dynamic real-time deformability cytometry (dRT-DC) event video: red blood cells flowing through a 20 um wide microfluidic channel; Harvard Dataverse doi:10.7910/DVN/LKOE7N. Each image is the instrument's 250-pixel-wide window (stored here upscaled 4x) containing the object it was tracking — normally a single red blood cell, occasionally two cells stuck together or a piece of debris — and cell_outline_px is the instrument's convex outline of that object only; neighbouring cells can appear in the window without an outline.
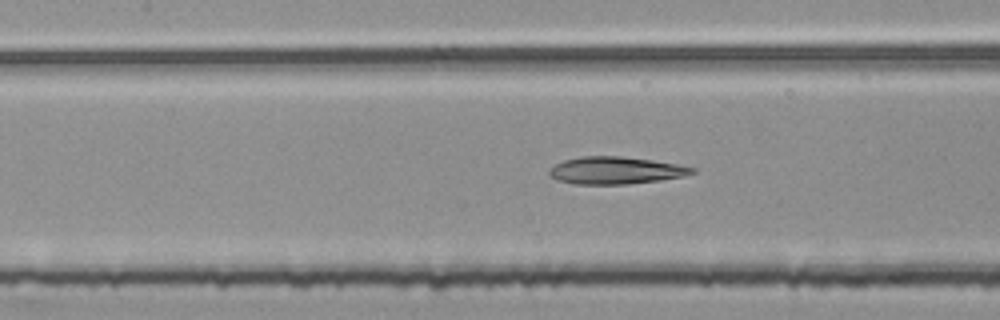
{"species": "common noctule bat (a hibernating species)", "species_latin": "Nyctalus noctula", "temperature_condition": "room temperature", "stored_images_in_passage": 52, "camera_frame_rate_fps": 3000, "um_per_image_px": 0.085, "animal": {"sex": "female", "body_mass_g": 25.1}, "frame": {"image": 1, "passage_image": 23, "time_ms": 7.333, "image_size_px": [1000, 320], "cell_outline_px": [[696, 172], [684, 176], [660, 180], [628, 184], [572, 184], [560, 180], [552, 176], [548, 172], [548, 168], [564, 160], [580, 156], [620, 156], [652, 160], [676, 164], [696, 168]], "centroid_in_image_um": [52.33, 14.48], "position_along_channel_um": 155.1, "area_um2": 22.66}}
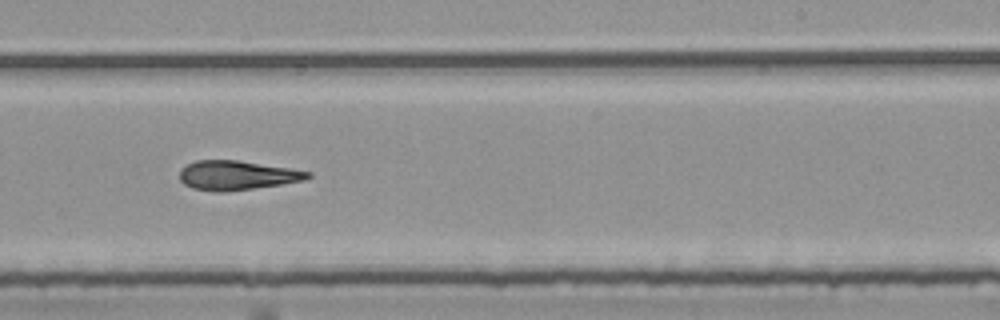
{"frame": {"image": 2, "passage_image": 32, "time_ms": 10.333, "image_size_px": [1000, 320], "cell_outline_px": [[312, 176], [304, 180], [280, 184], [224, 192], [212, 192], [192, 188], [184, 184], [180, 180], [180, 168], [196, 160], [236, 160], [288, 168], [312, 172]], "centroid_in_image_um": [20.1, 14.9], "position_along_channel_um": 268.9, "area_um2": 21.73}}
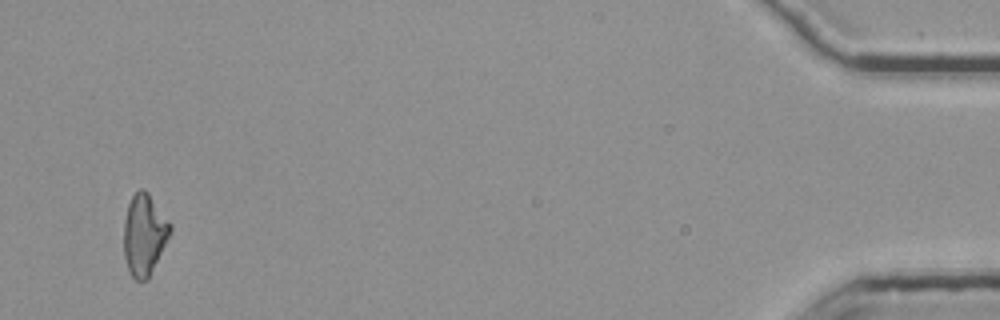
{"frame": {"image": 3, "passage_image": 51, "time_ms": 16.667, "image_size_px": [1000, 320], "cell_outline_px": [[172, 232], [148, 280], [136, 280], [132, 276], [128, 268], [124, 256], [124, 220], [128, 204], [132, 196], [140, 188], [144, 188], [148, 192], [172, 224]], "centroid_in_image_um": [12.28, 19.93], "position_along_channel_um": 422.9, "area_um2": 22.14}, "authors_computed_cell_mechanics": {"area_um2": 22.5709, "velocity_mm_per_s": 3.811, "shape_relaxation_time_tau1_ms": null, "shape_relaxation_time_tau2_ms": 3.7306, "deformation_change_tau1": null, "deformation_change_tau2": 0.1468}}